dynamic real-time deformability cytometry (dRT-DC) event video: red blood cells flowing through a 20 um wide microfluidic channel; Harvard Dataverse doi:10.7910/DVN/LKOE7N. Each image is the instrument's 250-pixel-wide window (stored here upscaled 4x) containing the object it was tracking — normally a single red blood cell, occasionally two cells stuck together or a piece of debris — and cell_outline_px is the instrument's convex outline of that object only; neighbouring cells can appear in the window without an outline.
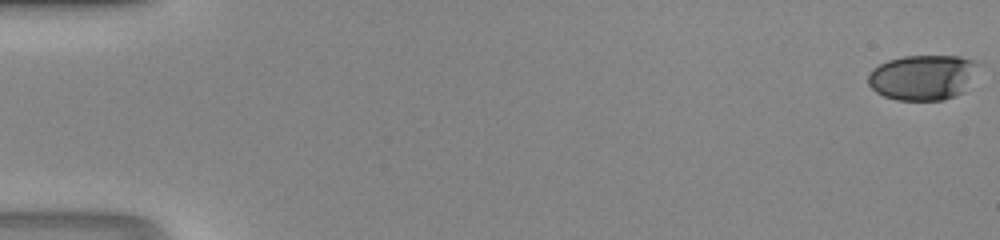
{"species": "human", "species_latin": "Homo sapiens", "temperature_condition": "room temperature", "stored_images_in_passage": 49, "camera_frame_rate_fps": 3000, "um_per_image_px": 0.085, "donor": {"sex": "male"}, "frame": {"image": 1, "passage_image": 1, "time_ms": 0.0, "image_size_px": [1000, 240], "cell_outline_px": [[980, 64], [964, 92], [956, 96], [944, 100], [896, 100], [884, 96], [876, 92], [868, 84], [868, 76], [872, 68], [888, 60], [904, 56], [960, 56], [972, 60]], "centroid_in_image_um": [78.43, 6.58], "position_along_channel_um": 6.6, "area_um2": 29.19}}
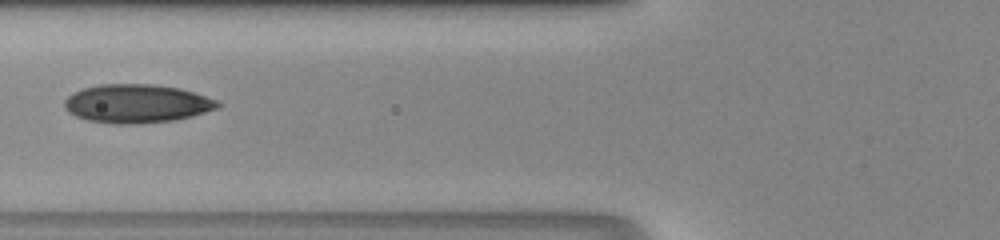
{"frame": {"image": 2, "passage_image": 21, "time_ms": 6.667, "image_size_px": [1000, 240], "cell_outline_px": [[224, 104], [216, 108], [192, 116], [176, 120], [140, 124], [116, 124], [88, 120], [76, 116], [68, 112], [64, 108], [64, 100], [72, 92], [84, 88], [100, 84], [152, 84], [180, 88], [216, 100]], "centroid_in_image_um": [11.6, 8.81], "position_along_channel_um": 114.2, "area_um2": 34.51}}
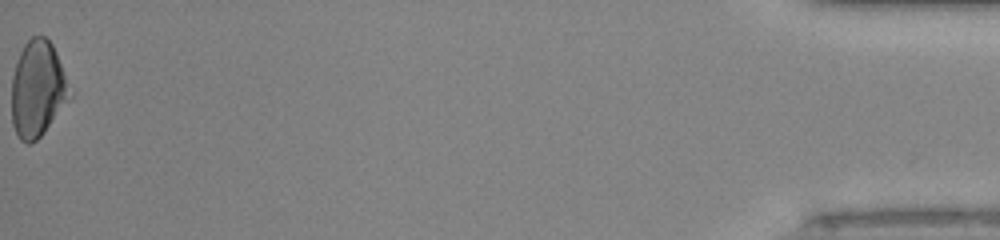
{"frame": {"image": 3, "passage_image": 49, "time_ms": 16.0, "image_size_px": [1000, 240], "cell_outline_px": [[72, 96], [44, 132], [36, 140], [28, 144], [20, 140], [12, 124], [12, 76], [20, 52], [24, 44], [32, 36], [44, 36], [52, 44], [56, 52]], "centroid_in_image_um": [3.18, 7.57], "position_along_channel_um": 432.0, "area_um2": 32.19}}